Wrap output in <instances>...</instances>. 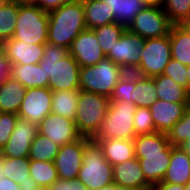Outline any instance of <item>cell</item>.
<instances>
[{
	"mask_svg": "<svg viewBox=\"0 0 190 190\" xmlns=\"http://www.w3.org/2000/svg\"><path fill=\"white\" fill-rule=\"evenodd\" d=\"M135 157L138 159L146 182L153 188L162 182L171 159V144L165 133L155 132L135 136Z\"/></svg>",
	"mask_w": 190,
	"mask_h": 190,
	"instance_id": "obj_1",
	"label": "cell"
},
{
	"mask_svg": "<svg viewBox=\"0 0 190 190\" xmlns=\"http://www.w3.org/2000/svg\"><path fill=\"white\" fill-rule=\"evenodd\" d=\"M39 65L44 68L52 91L79 89L80 66L69 54V49L45 43Z\"/></svg>",
	"mask_w": 190,
	"mask_h": 190,
	"instance_id": "obj_2",
	"label": "cell"
},
{
	"mask_svg": "<svg viewBox=\"0 0 190 190\" xmlns=\"http://www.w3.org/2000/svg\"><path fill=\"white\" fill-rule=\"evenodd\" d=\"M48 16V43L70 49L73 40L87 29L81 1L66 3L49 12Z\"/></svg>",
	"mask_w": 190,
	"mask_h": 190,
	"instance_id": "obj_3",
	"label": "cell"
},
{
	"mask_svg": "<svg viewBox=\"0 0 190 190\" xmlns=\"http://www.w3.org/2000/svg\"><path fill=\"white\" fill-rule=\"evenodd\" d=\"M126 71L106 56L96 65L80 67L79 90L96 93L110 99L114 87Z\"/></svg>",
	"mask_w": 190,
	"mask_h": 190,
	"instance_id": "obj_4",
	"label": "cell"
},
{
	"mask_svg": "<svg viewBox=\"0 0 190 190\" xmlns=\"http://www.w3.org/2000/svg\"><path fill=\"white\" fill-rule=\"evenodd\" d=\"M136 110L134 103L110 101L105 119L99 131L91 139L98 144L106 139H134L133 117Z\"/></svg>",
	"mask_w": 190,
	"mask_h": 190,
	"instance_id": "obj_5",
	"label": "cell"
},
{
	"mask_svg": "<svg viewBox=\"0 0 190 190\" xmlns=\"http://www.w3.org/2000/svg\"><path fill=\"white\" fill-rule=\"evenodd\" d=\"M110 99L96 93L80 90L74 122L79 134L92 139L99 131Z\"/></svg>",
	"mask_w": 190,
	"mask_h": 190,
	"instance_id": "obj_6",
	"label": "cell"
},
{
	"mask_svg": "<svg viewBox=\"0 0 190 190\" xmlns=\"http://www.w3.org/2000/svg\"><path fill=\"white\" fill-rule=\"evenodd\" d=\"M49 16L36 4L18 2V16L13 38L28 44H45Z\"/></svg>",
	"mask_w": 190,
	"mask_h": 190,
	"instance_id": "obj_7",
	"label": "cell"
},
{
	"mask_svg": "<svg viewBox=\"0 0 190 190\" xmlns=\"http://www.w3.org/2000/svg\"><path fill=\"white\" fill-rule=\"evenodd\" d=\"M77 179L88 190H98L113 184V166L105 159L98 144L91 142L85 148Z\"/></svg>",
	"mask_w": 190,
	"mask_h": 190,
	"instance_id": "obj_8",
	"label": "cell"
},
{
	"mask_svg": "<svg viewBox=\"0 0 190 190\" xmlns=\"http://www.w3.org/2000/svg\"><path fill=\"white\" fill-rule=\"evenodd\" d=\"M171 58L169 35L160 38H147L140 52L139 66L134 73L145 77L162 75Z\"/></svg>",
	"mask_w": 190,
	"mask_h": 190,
	"instance_id": "obj_9",
	"label": "cell"
},
{
	"mask_svg": "<svg viewBox=\"0 0 190 190\" xmlns=\"http://www.w3.org/2000/svg\"><path fill=\"white\" fill-rule=\"evenodd\" d=\"M172 23L162 7L146 5L127 27L142 38H160L169 35Z\"/></svg>",
	"mask_w": 190,
	"mask_h": 190,
	"instance_id": "obj_10",
	"label": "cell"
},
{
	"mask_svg": "<svg viewBox=\"0 0 190 190\" xmlns=\"http://www.w3.org/2000/svg\"><path fill=\"white\" fill-rule=\"evenodd\" d=\"M144 42L145 38L126 28L106 57L126 72H134L139 66Z\"/></svg>",
	"mask_w": 190,
	"mask_h": 190,
	"instance_id": "obj_11",
	"label": "cell"
},
{
	"mask_svg": "<svg viewBox=\"0 0 190 190\" xmlns=\"http://www.w3.org/2000/svg\"><path fill=\"white\" fill-rule=\"evenodd\" d=\"M91 142L90 138L81 136L78 140L59 148L53 163L60 179L77 178L83 164L84 150Z\"/></svg>",
	"mask_w": 190,
	"mask_h": 190,
	"instance_id": "obj_12",
	"label": "cell"
},
{
	"mask_svg": "<svg viewBox=\"0 0 190 190\" xmlns=\"http://www.w3.org/2000/svg\"><path fill=\"white\" fill-rule=\"evenodd\" d=\"M51 105L52 90L49 87L28 88L17 115L39 125L51 113Z\"/></svg>",
	"mask_w": 190,
	"mask_h": 190,
	"instance_id": "obj_13",
	"label": "cell"
},
{
	"mask_svg": "<svg viewBox=\"0 0 190 190\" xmlns=\"http://www.w3.org/2000/svg\"><path fill=\"white\" fill-rule=\"evenodd\" d=\"M37 133V124L18 118L8 142L0 150V155L9 158L29 157L30 147Z\"/></svg>",
	"mask_w": 190,
	"mask_h": 190,
	"instance_id": "obj_14",
	"label": "cell"
},
{
	"mask_svg": "<svg viewBox=\"0 0 190 190\" xmlns=\"http://www.w3.org/2000/svg\"><path fill=\"white\" fill-rule=\"evenodd\" d=\"M38 133L49 138L60 147L78 140L79 134L74 120L56 113H49L38 125Z\"/></svg>",
	"mask_w": 190,
	"mask_h": 190,
	"instance_id": "obj_15",
	"label": "cell"
},
{
	"mask_svg": "<svg viewBox=\"0 0 190 190\" xmlns=\"http://www.w3.org/2000/svg\"><path fill=\"white\" fill-rule=\"evenodd\" d=\"M69 54L80 67L96 65L105 57L95 32L89 29L80 32L73 40Z\"/></svg>",
	"mask_w": 190,
	"mask_h": 190,
	"instance_id": "obj_16",
	"label": "cell"
},
{
	"mask_svg": "<svg viewBox=\"0 0 190 190\" xmlns=\"http://www.w3.org/2000/svg\"><path fill=\"white\" fill-rule=\"evenodd\" d=\"M113 184L119 188L152 190L146 182L140 163L136 157L113 165Z\"/></svg>",
	"mask_w": 190,
	"mask_h": 190,
	"instance_id": "obj_17",
	"label": "cell"
},
{
	"mask_svg": "<svg viewBox=\"0 0 190 190\" xmlns=\"http://www.w3.org/2000/svg\"><path fill=\"white\" fill-rule=\"evenodd\" d=\"M190 103H173L157 99L150 107L156 132L167 134L180 120Z\"/></svg>",
	"mask_w": 190,
	"mask_h": 190,
	"instance_id": "obj_18",
	"label": "cell"
},
{
	"mask_svg": "<svg viewBox=\"0 0 190 190\" xmlns=\"http://www.w3.org/2000/svg\"><path fill=\"white\" fill-rule=\"evenodd\" d=\"M3 52L14 64H38L44 52V44H28L13 37L2 43Z\"/></svg>",
	"mask_w": 190,
	"mask_h": 190,
	"instance_id": "obj_19",
	"label": "cell"
},
{
	"mask_svg": "<svg viewBox=\"0 0 190 190\" xmlns=\"http://www.w3.org/2000/svg\"><path fill=\"white\" fill-rule=\"evenodd\" d=\"M189 181L190 156L181 148V146L171 145V159L163 182L185 186Z\"/></svg>",
	"mask_w": 190,
	"mask_h": 190,
	"instance_id": "obj_20",
	"label": "cell"
},
{
	"mask_svg": "<svg viewBox=\"0 0 190 190\" xmlns=\"http://www.w3.org/2000/svg\"><path fill=\"white\" fill-rule=\"evenodd\" d=\"M26 88L11 76L0 84V112L17 114Z\"/></svg>",
	"mask_w": 190,
	"mask_h": 190,
	"instance_id": "obj_21",
	"label": "cell"
},
{
	"mask_svg": "<svg viewBox=\"0 0 190 190\" xmlns=\"http://www.w3.org/2000/svg\"><path fill=\"white\" fill-rule=\"evenodd\" d=\"M6 177L20 185L21 190H35L38 186L30 177V159L28 157H4Z\"/></svg>",
	"mask_w": 190,
	"mask_h": 190,
	"instance_id": "obj_22",
	"label": "cell"
},
{
	"mask_svg": "<svg viewBox=\"0 0 190 190\" xmlns=\"http://www.w3.org/2000/svg\"><path fill=\"white\" fill-rule=\"evenodd\" d=\"M98 145L112 166L135 157L133 139H106Z\"/></svg>",
	"mask_w": 190,
	"mask_h": 190,
	"instance_id": "obj_23",
	"label": "cell"
},
{
	"mask_svg": "<svg viewBox=\"0 0 190 190\" xmlns=\"http://www.w3.org/2000/svg\"><path fill=\"white\" fill-rule=\"evenodd\" d=\"M10 76L18 80L26 89L49 85L44 68H41L39 63L11 65Z\"/></svg>",
	"mask_w": 190,
	"mask_h": 190,
	"instance_id": "obj_24",
	"label": "cell"
},
{
	"mask_svg": "<svg viewBox=\"0 0 190 190\" xmlns=\"http://www.w3.org/2000/svg\"><path fill=\"white\" fill-rule=\"evenodd\" d=\"M171 57L185 66L190 65V29L185 25H172L170 33Z\"/></svg>",
	"mask_w": 190,
	"mask_h": 190,
	"instance_id": "obj_25",
	"label": "cell"
},
{
	"mask_svg": "<svg viewBox=\"0 0 190 190\" xmlns=\"http://www.w3.org/2000/svg\"><path fill=\"white\" fill-rule=\"evenodd\" d=\"M82 3L87 29L93 30L115 22L113 12H110L108 5L102 0H84Z\"/></svg>",
	"mask_w": 190,
	"mask_h": 190,
	"instance_id": "obj_26",
	"label": "cell"
},
{
	"mask_svg": "<svg viewBox=\"0 0 190 190\" xmlns=\"http://www.w3.org/2000/svg\"><path fill=\"white\" fill-rule=\"evenodd\" d=\"M157 92V98L173 103H190L188 90L177 84L172 78L165 75L153 77Z\"/></svg>",
	"mask_w": 190,
	"mask_h": 190,
	"instance_id": "obj_27",
	"label": "cell"
},
{
	"mask_svg": "<svg viewBox=\"0 0 190 190\" xmlns=\"http://www.w3.org/2000/svg\"><path fill=\"white\" fill-rule=\"evenodd\" d=\"M102 1L108 5L110 12H113L115 22L125 26L126 28L131 24L135 16L146 6L143 0Z\"/></svg>",
	"mask_w": 190,
	"mask_h": 190,
	"instance_id": "obj_28",
	"label": "cell"
},
{
	"mask_svg": "<svg viewBox=\"0 0 190 190\" xmlns=\"http://www.w3.org/2000/svg\"><path fill=\"white\" fill-rule=\"evenodd\" d=\"M79 89L52 91L51 113L74 120L79 99Z\"/></svg>",
	"mask_w": 190,
	"mask_h": 190,
	"instance_id": "obj_29",
	"label": "cell"
},
{
	"mask_svg": "<svg viewBox=\"0 0 190 190\" xmlns=\"http://www.w3.org/2000/svg\"><path fill=\"white\" fill-rule=\"evenodd\" d=\"M131 98L136 108H149L158 99L153 77L136 74V85Z\"/></svg>",
	"mask_w": 190,
	"mask_h": 190,
	"instance_id": "obj_30",
	"label": "cell"
},
{
	"mask_svg": "<svg viewBox=\"0 0 190 190\" xmlns=\"http://www.w3.org/2000/svg\"><path fill=\"white\" fill-rule=\"evenodd\" d=\"M30 177L38 187L48 188L59 177L53 162L30 160Z\"/></svg>",
	"mask_w": 190,
	"mask_h": 190,
	"instance_id": "obj_31",
	"label": "cell"
},
{
	"mask_svg": "<svg viewBox=\"0 0 190 190\" xmlns=\"http://www.w3.org/2000/svg\"><path fill=\"white\" fill-rule=\"evenodd\" d=\"M18 16V1L9 0L0 6V42L14 36Z\"/></svg>",
	"mask_w": 190,
	"mask_h": 190,
	"instance_id": "obj_32",
	"label": "cell"
},
{
	"mask_svg": "<svg viewBox=\"0 0 190 190\" xmlns=\"http://www.w3.org/2000/svg\"><path fill=\"white\" fill-rule=\"evenodd\" d=\"M59 148L60 146L58 144L40 133H37L31 144L28 158L30 160L53 162Z\"/></svg>",
	"mask_w": 190,
	"mask_h": 190,
	"instance_id": "obj_33",
	"label": "cell"
},
{
	"mask_svg": "<svg viewBox=\"0 0 190 190\" xmlns=\"http://www.w3.org/2000/svg\"><path fill=\"white\" fill-rule=\"evenodd\" d=\"M125 29V26L116 22L93 29L98 43L101 46V50L105 56L108 55L110 49L113 48V46L116 44V41L119 40Z\"/></svg>",
	"mask_w": 190,
	"mask_h": 190,
	"instance_id": "obj_34",
	"label": "cell"
},
{
	"mask_svg": "<svg viewBox=\"0 0 190 190\" xmlns=\"http://www.w3.org/2000/svg\"><path fill=\"white\" fill-rule=\"evenodd\" d=\"M162 8L173 25H183L190 19V0H164Z\"/></svg>",
	"mask_w": 190,
	"mask_h": 190,
	"instance_id": "obj_35",
	"label": "cell"
},
{
	"mask_svg": "<svg viewBox=\"0 0 190 190\" xmlns=\"http://www.w3.org/2000/svg\"><path fill=\"white\" fill-rule=\"evenodd\" d=\"M172 146H180L190 138V105L186 108L183 116L166 134Z\"/></svg>",
	"mask_w": 190,
	"mask_h": 190,
	"instance_id": "obj_36",
	"label": "cell"
},
{
	"mask_svg": "<svg viewBox=\"0 0 190 190\" xmlns=\"http://www.w3.org/2000/svg\"><path fill=\"white\" fill-rule=\"evenodd\" d=\"M136 85V73L126 72L114 87L110 101H125L133 103L132 93Z\"/></svg>",
	"mask_w": 190,
	"mask_h": 190,
	"instance_id": "obj_37",
	"label": "cell"
},
{
	"mask_svg": "<svg viewBox=\"0 0 190 190\" xmlns=\"http://www.w3.org/2000/svg\"><path fill=\"white\" fill-rule=\"evenodd\" d=\"M133 123L135 136L152 134L156 132L154 120L149 108H136Z\"/></svg>",
	"mask_w": 190,
	"mask_h": 190,
	"instance_id": "obj_38",
	"label": "cell"
},
{
	"mask_svg": "<svg viewBox=\"0 0 190 190\" xmlns=\"http://www.w3.org/2000/svg\"><path fill=\"white\" fill-rule=\"evenodd\" d=\"M162 74L172 78L174 82L188 90L187 66L181 64L179 61L171 58Z\"/></svg>",
	"mask_w": 190,
	"mask_h": 190,
	"instance_id": "obj_39",
	"label": "cell"
},
{
	"mask_svg": "<svg viewBox=\"0 0 190 190\" xmlns=\"http://www.w3.org/2000/svg\"><path fill=\"white\" fill-rule=\"evenodd\" d=\"M18 118L14 113H0V150L8 142Z\"/></svg>",
	"mask_w": 190,
	"mask_h": 190,
	"instance_id": "obj_40",
	"label": "cell"
},
{
	"mask_svg": "<svg viewBox=\"0 0 190 190\" xmlns=\"http://www.w3.org/2000/svg\"><path fill=\"white\" fill-rule=\"evenodd\" d=\"M47 190H88L77 178L60 179L58 178Z\"/></svg>",
	"mask_w": 190,
	"mask_h": 190,
	"instance_id": "obj_41",
	"label": "cell"
},
{
	"mask_svg": "<svg viewBox=\"0 0 190 190\" xmlns=\"http://www.w3.org/2000/svg\"><path fill=\"white\" fill-rule=\"evenodd\" d=\"M71 1L73 0H39L36 5L40 7L44 12L49 13Z\"/></svg>",
	"mask_w": 190,
	"mask_h": 190,
	"instance_id": "obj_42",
	"label": "cell"
},
{
	"mask_svg": "<svg viewBox=\"0 0 190 190\" xmlns=\"http://www.w3.org/2000/svg\"><path fill=\"white\" fill-rule=\"evenodd\" d=\"M11 62L8 60L4 52L0 54V84L10 77Z\"/></svg>",
	"mask_w": 190,
	"mask_h": 190,
	"instance_id": "obj_43",
	"label": "cell"
},
{
	"mask_svg": "<svg viewBox=\"0 0 190 190\" xmlns=\"http://www.w3.org/2000/svg\"><path fill=\"white\" fill-rule=\"evenodd\" d=\"M152 190H185V186L181 184L160 182L155 185Z\"/></svg>",
	"mask_w": 190,
	"mask_h": 190,
	"instance_id": "obj_44",
	"label": "cell"
},
{
	"mask_svg": "<svg viewBox=\"0 0 190 190\" xmlns=\"http://www.w3.org/2000/svg\"><path fill=\"white\" fill-rule=\"evenodd\" d=\"M0 190H21L20 185L5 177L0 179Z\"/></svg>",
	"mask_w": 190,
	"mask_h": 190,
	"instance_id": "obj_45",
	"label": "cell"
},
{
	"mask_svg": "<svg viewBox=\"0 0 190 190\" xmlns=\"http://www.w3.org/2000/svg\"><path fill=\"white\" fill-rule=\"evenodd\" d=\"M143 2L149 6H159V7H162L164 4V0H143Z\"/></svg>",
	"mask_w": 190,
	"mask_h": 190,
	"instance_id": "obj_46",
	"label": "cell"
},
{
	"mask_svg": "<svg viewBox=\"0 0 190 190\" xmlns=\"http://www.w3.org/2000/svg\"><path fill=\"white\" fill-rule=\"evenodd\" d=\"M6 177L5 166H4V157L0 155V179Z\"/></svg>",
	"mask_w": 190,
	"mask_h": 190,
	"instance_id": "obj_47",
	"label": "cell"
},
{
	"mask_svg": "<svg viewBox=\"0 0 190 190\" xmlns=\"http://www.w3.org/2000/svg\"><path fill=\"white\" fill-rule=\"evenodd\" d=\"M180 146L190 156V138L183 142Z\"/></svg>",
	"mask_w": 190,
	"mask_h": 190,
	"instance_id": "obj_48",
	"label": "cell"
},
{
	"mask_svg": "<svg viewBox=\"0 0 190 190\" xmlns=\"http://www.w3.org/2000/svg\"><path fill=\"white\" fill-rule=\"evenodd\" d=\"M98 190H119V187L115 184H110V185L104 186Z\"/></svg>",
	"mask_w": 190,
	"mask_h": 190,
	"instance_id": "obj_49",
	"label": "cell"
},
{
	"mask_svg": "<svg viewBox=\"0 0 190 190\" xmlns=\"http://www.w3.org/2000/svg\"><path fill=\"white\" fill-rule=\"evenodd\" d=\"M16 1L23 4H37L39 0H16Z\"/></svg>",
	"mask_w": 190,
	"mask_h": 190,
	"instance_id": "obj_50",
	"label": "cell"
},
{
	"mask_svg": "<svg viewBox=\"0 0 190 190\" xmlns=\"http://www.w3.org/2000/svg\"><path fill=\"white\" fill-rule=\"evenodd\" d=\"M187 78H188V82H189V85H188V93L190 95V65L187 66Z\"/></svg>",
	"mask_w": 190,
	"mask_h": 190,
	"instance_id": "obj_51",
	"label": "cell"
},
{
	"mask_svg": "<svg viewBox=\"0 0 190 190\" xmlns=\"http://www.w3.org/2000/svg\"><path fill=\"white\" fill-rule=\"evenodd\" d=\"M185 190H190V181L185 185Z\"/></svg>",
	"mask_w": 190,
	"mask_h": 190,
	"instance_id": "obj_52",
	"label": "cell"
},
{
	"mask_svg": "<svg viewBox=\"0 0 190 190\" xmlns=\"http://www.w3.org/2000/svg\"><path fill=\"white\" fill-rule=\"evenodd\" d=\"M7 1H9V0H0V6H2L3 4H5Z\"/></svg>",
	"mask_w": 190,
	"mask_h": 190,
	"instance_id": "obj_53",
	"label": "cell"
},
{
	"mask_svg": "<svg viewBox=\"0 0 190 190\" xmlns=\"http://www.w3.org/2000/svg\"><path fill=\"white\" fill-rule=\"evenodd\" d=\"M185 25L190 29V19L185 23Z\"/></svg>",
	"mask_w": 190,
	"mask_h": 190,
	"instance_id": "obj_54",
	"label": "cell"
},
{
	"mask_svg": "<svg viewBox=\"0 0 190 190\" xmlns=\"http://www.w3.org/2000/svg\"><path fill=\"white\" fill-rule=\"evenodd\" d=\"M3 52V46L2 43L0 42V54Z\"/></svg>",
	"mask_w": 190,
	"mask_h": 190,
	"instance_id": "obj_55",
	"label": "cell"
},
{
	"mask_svg": "<svg viewBox=\"0 0 190 190\" xmlns=\"http://www.w3.org/2000/svg\"><path fill=\"white\" fill-rule=\"evenodd\" d=\"M35 190H47V189L43 187H37Z\"/></svg>",
	"mask_w": 190,
	"mask_h": 190,
	"instance_id": "obj_56",
	"label": "cell"
},
{
	"mask_svg": "<svg viewBox=\"0 0 190 190\" xmlns=\"http://www.w3.org/2000/svg\"><path fill=\"white\" fill-rule=\"evenodd\" d=\"M119 190H133V189L119 188Z\"/></svg>",
	"mask_w": 190,
	"mask_h": 190,
	"instance_id": "obj_57",
	"label": "cell"
}]
</instances>
